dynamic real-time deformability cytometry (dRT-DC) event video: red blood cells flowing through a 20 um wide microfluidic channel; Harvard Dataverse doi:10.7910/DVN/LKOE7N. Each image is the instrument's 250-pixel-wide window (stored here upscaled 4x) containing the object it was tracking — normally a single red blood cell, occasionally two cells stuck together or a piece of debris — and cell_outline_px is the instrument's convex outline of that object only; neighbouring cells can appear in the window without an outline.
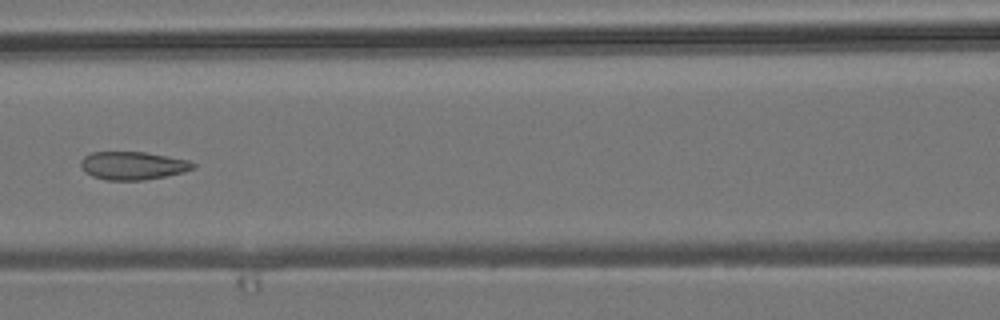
{"species": "common noctule bat (a hibernating species)", "species_latin": "Nyctalus noctula", "temperature_condition": "room temperature", "stored_images_in_passage": 6, "camera_frame_rate_fps": 3000, "um_per_image_px": 0.085, "animal": {"sex": "male", "body_mass_g": 19.2, "forearm_length_mm": 51.8}, "frame": {"image": 1, "passage_image": 6, "time_ms": 5.667, "image_size_px": [1000, 320], "cell_outline_px": [[196, 168], [184, 172], [144, 180], [108, 180], [92, 176], [84, 172], [80, 164], [80, 160], [84, 156], [92, 152], [144, 152], [168, 156], [188, 160], [196, 164]], "centroid_in_image_um": [11.29, 14.07], "position_along_channel_um": 155.3, "area_um2": 18.44}}